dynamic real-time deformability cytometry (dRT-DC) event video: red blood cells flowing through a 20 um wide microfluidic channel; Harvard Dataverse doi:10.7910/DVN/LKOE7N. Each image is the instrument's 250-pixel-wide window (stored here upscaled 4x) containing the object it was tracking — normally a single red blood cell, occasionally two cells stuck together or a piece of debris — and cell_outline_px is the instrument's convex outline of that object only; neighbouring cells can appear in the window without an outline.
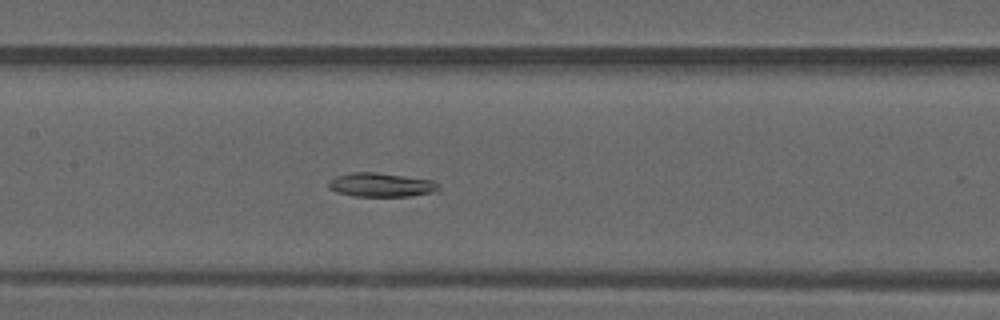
{"species": "common noctule bat (a hibernating species)", "species_latin": "Nyctalus noctula", "temperature_condition": "warm", "stored_images_in_passage": 48, "camera_frame_rate_fps": 3000, "um_per_image_px": 0.085, "animal": {"sex": "male", "forearm_length_mm": 52.5}, "frame": {"image": 1, "passage_image": 22, "time_ms": 7.0, "image_size_px": [1000, 320], "cell_outline_px": [[440, 192], [408, 196], [352, 196], [336, 192], [328, 188], [328, 180], [336, 176], [352, 172], [376, 172], [432, 180], [440, 184]], "centroid_in_image_um": [32.41, 15.72], "position_along_channel_um": 175.0, "area_um2": 15.61}}
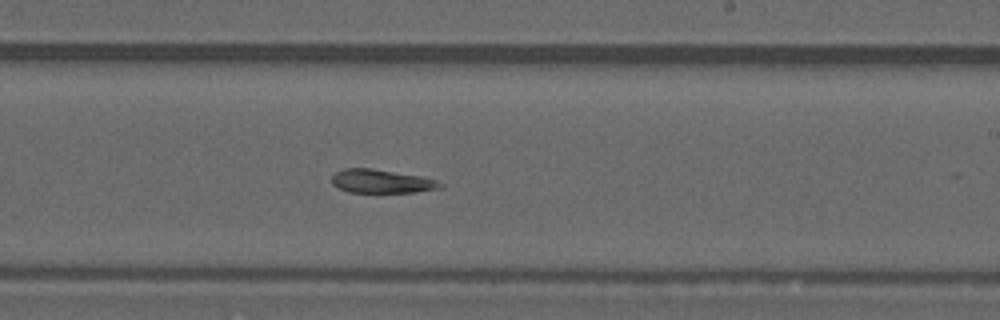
{"frame": {"image": 2, "passage_image": 28, "time_ms": 9.0, "image_size_px": [1000, 320], "cell_outline_px": [[444, 188], [412, 192], [348, 192], [332, 184], [332, 176], [336, 172], [344, 168], [372, 168], [420, 176], [436, 180], [444, 184]], "centroid_in_image_um": [32.44, 15.41], "position_along_channel_um": 256.6, "area_um2": 14.85}}
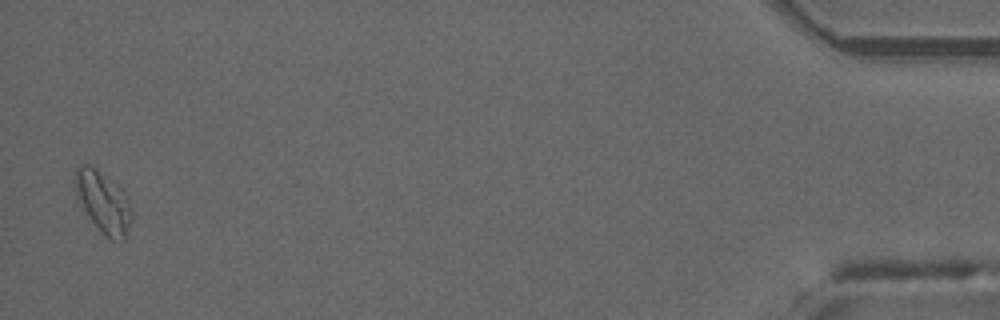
{"frame": {"image": 3, "passage_image": 47, "time_ms": 15.333, "image_size_px": [1000, 320], "cell_outline_px": [[132, 216], [124, 240], [112, 240], [104, 236], [100, 232], [76, 204], [72, 188], [72, 180], [76, 168], [84, 164], [88, 164], [96, 168], [108, 176], [120, 188], [128, 200], [132, 208]], "centroid_in_image_um": [8.67, 17.16], "position_along_channel_um": 426.5, "area_um2": 21.21}}